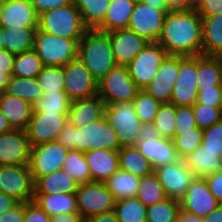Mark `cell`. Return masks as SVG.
Instances as JSON below:
<instances>
[{"label":"cell","mask_w":222,"mask_h":222,"mask_svg":"<svg viewBox=\"0 0 222 222\" xmlns=\"http://www.w3.org/2000/svg\"><path fill=\"white\" fill-rule=\"evenodd\" d=\"M157 42L168 55H202V19L197 10L168 11Z\"/></svg>","instance_id":"cell-1"},{"label":"cell","mask_w":222,"mask_h":222,"mask_svg":"<svg viewBox=\"0 0 222 222\" xmlns=\"http://www.w3.org/2000/svg\"><path fill=\"white\" fill-rule=\"evenodd\" d=\"M57 141L68 150H78L83 153L95 148L116 152L121 149L116 131L108 123L105 115L79 128L68 120L61 129Z\"/></svg>","instance_id":"cell-2"},{"label":"cell","mask_w":222,"mask_h":222,"mask_svg":"<svg viewBox=\"0 0 222 222\" xmlns=\"http://www.w3.org/2000/svg\"><path fill=\"white\" fill-rule=\"evenodd\" d=\"M77 58L99 82L117 66L110 45L109 33L88 29L78 44Z\"/></svg>","instance_id":"cell-3"},{"label":"cell","mask_w":222,"mask_h":222,"mask_svg":"<svg viewBox=\"0 0 222 222\" xmlns=\"http://www.w3.org/2000/svg\"><path fill=\"white\" fill-rule=\"evenodd\" d=\"M38 30L67 39H81L88 30L72 3L48 10L38 16Z\"/></svg>","instance_id":"cell-4"},{"label":"cell","mask_w":222,"mask_h":222,"mask_svg":"<svg viewBox=\"0 0 222 222\" xmlns=\"http://www.w3.org/2000/svg\"><path fill=\"white\" fill-rule=\"evenodd\" d=\"M81 39H67L36 29L34 50L44 66H65L77 58Z\"/></svg>","instance_id":"cell-5"},{"label":"cell","mask_w":222,"mask_h":222,"mask_svg":"<svg viewBox=\"0 0 222 222\" xmlns=\"http://www.w3.org/2000/svg\"><path fill=\"white\" fill-rule=\"evenodd\" d=\"M105 117L116 131L119 144L131 146L137 143L146 126L138 118L133 102H120L105 107Z\"/></svg>","instance_id":"cell-6"},{"label":"cell","mask_w":222,"mask_h":222,"mask_svg":"<svg viewBox=\"0 0 222 222\" xmlns=\"http://www.w3.org/2000/svg\"><path fill=\"white\" fill-rule=\"evenodd\" d=\"M139 90L129 76L127 66L117 65L98 82V95L106 106L113 103L132 102Z\"/></svg>","instance_id":"cell-7"},{"label":"cell","mask_w":222,"mask_h":222,"mask_svg":"<svg viewBox=\"0 0 222 222\" xmlns=\"http://www.w3.org/2000/svg\"><path fill=\"white\" fill-rule=\"evenodd\" d=\"M75 195L78 213L83 219L114 210L115 199L104 182L79 184Z\"/></svg>","instance_id":"cell-8"},{"label":"cell","mask_w":222,"mask_h":222,"mask_svg":"<svg viewBox=\"0 0 222 222\" xmlns=\"http://www.w3.org/2000/svg\"><path fill=\"white\" fill-rule=\"evenodd\" d=\"M167 56L166 50L158 42H149L127 65L129 76L140 90L153 81Z\"/></svg>","instance_id":"cell-9"},{"label":"cell","mask_w":222,"mask_h":222,"mask_svg":"<svg viewBox=\"0 0 222 222\" xmlns=\"http://www.w3.org/2000/svg\"><path fill=\"white\" fill-rule=\"evenodd\" d=\"M135 146L150 162L153 169L162 165L177 163L181 160L175 149L173 139L160 137L150 127H145L140 133Z\"/></svg>","instance_id":"cell-10"},{"label":"cell","mask_w":222,"mask_h":222,"mask_svg":"<svg viewBox=\"0 0 222 222\" xmlns=\"http://www.w3.org/2000/svg\"><path fill=\"white\" fill-rule=\"evenodd\" d=\"M68 151L57 140L32 146L28 167L34 182L42 176L62 170Z\"/></svg>","instance_id":"cell-11"},{"label":"cell","mask_w":222,"mask_h":222,"mask_svg":"<svg viewBox=\"0 0 222 222\" xmlns=\"http://www.w3.org/2000/svg\"><path fill=\"white\" fill-rule=\"evenodd\" d=\"M0 191L17 202L34 200V180L28 165L0 166Z\"/></svg>","instance_id":"cell-12"},{"label":"cell","mask_w":222,"mask_h":222,"mask_svg":"<svg viewBox=\"0 0 222 222\" xmlns=\"http://www.w3.org/2000/svg\"><path fill=\"white\" fill-rule=\"evenodd\" d=\"M197 56H179V73L172 90L170 103L193 106L197 100Z\"/></svg>","instance_id":"cell-13"},{"label":"cell","mask_w":222,"mask_h":222,"mask_svg":"<svg viewBox=\"0 0 222 222\" xmlns=\"http://www.w3.org/2000/svg\"><path fill=\"white\" fill-rule=\"evenodd\" d=\"M64 92L71 101L98 95V82L78 58L64 66Z\"/></svg>","instance_id":"cell-14"},{"label":"cell","mask_w":222,"mask_h":222,"mask_svg":"<svg viewBox=\"0 0 222 222\" xmlns=\"http://www.w3.org/2000/svg\"><path fill=\"white\" fill-rule=\"evenodd\" d=\"M69 113L32 112L26 128L30 146L56 141Z\"/></svg>","instance_id":"cell-15"},{"label":"cell","mask_w":222,"mask_h":222,"mask_svg":"<svg viewBox=\"0 0 222 222\" xmlns=\"http://www.w3.org/2000/svg\"><path fill=\"white\" fill-rule=\"evenodd\" d=\"M167 12V9H156L144 2L136 3L127 28L148 42H157Z\"/></svg>","instance_id":"cell-16"},{"label":"cell","mask_w":222,"mask_h":222,"mask_svg":"<svg viewBox=\"0 0 222 222\" xmlns=\"http://www.w3.org/2000/svg\"><path fill=\"white\" fill-rule=\"evenodd\" d=\"M153 172L167 197L178 200L185 195L191 181L195 178L183 159L177 163L156 167Z\"/></svg>","instance_id":"cell-17"},{"label":"cell","mask_w":222,"mask_h":222,"mask_svg":"<svg viewBox=\"0 0 222 222\" xmlns=\"http://www.w3.org/2000/svg\"><path fill=\"white\" fill-rule=\"evenodd\" d=\"M179 202L181 209L201 218L221 204L209 190L205 178H194Z\"/></svg>","instance_id":"cell-18"},{"label":"cell","mask_w":222,"mask_h":222,"mask_svg":"<svg viewBox=\"0 0 222 222\" xmlns=\"http://www.w3.org/2000/svg\"><path fill=\"white\" fill-rule=\"evenodd\" d=\"M31 146L25 130L0 134V166L28 165Z\"/></svg>","instance_id":"cell-19"},{"label":"cell","mask_w":222,"mask_h":222,"mask_svg":"<svg viewBox=\"0 0 222 222\" xmlns=\"http://www.w3.org/2000/svg\"><path fill=\"white\" fill-rule=\"evenodd\" d=\"M178 73L179 56L168 55L161 63L153 81L143 90L161 103H170Z\"/></svg>","instance_id":"cell-20"},{"label":"cell","mask_w":222,"mask_h":222,"mask_svg":"<svg viewBox=\"0 0 222 222\" xmlns=\"http://www.w3.org/2000/svg\"><path fill=\"white\" fill-rule=\"evenodd\" d=\"M110 45L117 65L127 66L149 43L129 28L109 32Z\"/></svg>","instance_id":"cell-21"},{"label":"cell","mask_w":222,"mask_h":222,"mask_svg":"<svg viewBox=\"0 0 222 222\" xmlns=\"http://www.w3.org/2000/svg\"><path fill=\"white\" fill-rule=\"evenodd\" d=\"M38 16L30 0H3L0 26L38 29Z\"/></svg>","instance_id":"cell-22"},{"label":"cell","mask_w":222,"mask_h":222,"mask_svg":"<svg viewBox=\"0 0 222 222\" xmlns=\"http://www.w3.org/2000/svg\"><path fill=\"white\" fill-rule=\"evenodd\" d=\"M106 104L99 95L71 101L68 120L77 128L86 126L105 115Z\"/></svg>","instance_id":"cell-23"},{"label":"cell","mask_w":222,"mask_h":222,"mask_svg":"<svg viewBox=\"0 0 222 222\" xmlns=\"http://www.w3.org/2000/svg\"><path fill=\"white\" fill-rule=\"evenodd\" d=\"M92 181L105 182L119 170L118 152L107 149H97L84 153Z\"/></svg>","instance_id":"cell-24"},{"label":"cell","mask_w":222,"mask_h":222,"mask_svg":"<svg viewBox=\"0 0 222 222\" xmlns=\"http://www.w3.org/2000/svg\"><path fill=\"white\" fill-rule=\"evenodd\" d=\"M0 111L12 129L26 130L33 106L19 97L3 92L0 94Z\"/></svg>","instance_id":"cell-25"},{"label":"cell","mask_w":222,"mask_h":222,"mask_svg":"<svg viewBox=\"0 0 222 222\" xmlns=\"http://www.w3.org/2000/svg\"><path fill=\"white\" fill-rule=\"evenodd\" d=\"M202 19V55L222 56V14Z\"/></svg>","instance_id":"cell-26"},{"label":"cell","mask_w":222,"mask_h":222,"mask_svg":"<svg viewBox=\"0 0 222 222\" xmlns=\"http://www.w3.org/2000/svg\"><path fill=\"white\" fill-rule=\"evenodd\" d=\"M134 6L132 0H111L105 18L96 30L109 33L127 28Z\"/></svg>","instance_id":"cell-27"},{"label":"cell","mask_w":222,"mask_h":222,"mask_svg":"<svg viewBox=\"0 0 222 222\" xmlns=\"http://www.w3.org/2000/svg\"><path fill=\"white\" fill-rule=\"evenodd\" d=\"M197 89L222 86V57L197 56Z\"/></svg>","instance_id":"cell-28"},{"label":"cell","mask_w":222,"mask_h":222,"mask_svg":"<svg viewBox=\"0 0 222 222\" xmlns=\"http://www.w3.org/2000/svg\"><path fill=\"white\" fill-rule=\"evenodd\" d=\"M183 161L195 178H205L222 169V157H217L215 153L205 151L202 146L183 158Z\"/></svg>","instance_id":"cell-29"},{"label":"cell","mask_w":222,"mask_h":222,"mask_svg":"<svg viewBox=\"0 0 222 222\" xmlns=\"http://www.w3.org/2000/svg\"><path fill=\"white\" fill-rule=\"evenodd\" d=\"M78 183L65 170H59L38 178L34 182V194L75 193Z\"/></svg>","instance_id":"cell-30"},{"label":"cell","mask_w":222,"mask_h":222,"mask_svg":"<svg viewBox=\"0 0 222 222\" xmlns=\"http://www.w3.org/2000/svg\"><path fill=\"white\" fill-rule=\"evenodd\" d=\"M33 201L50 217L60 213H78L75 193L34 194Z\"/></svg>","instance_id":"cell-31"},{"label":"cell","mask_w":222,"mask_h":222,"mask_svg":"<svg viewBox=\"0 0 222 222\" xmlns=\"http://www.w3.org/2000/svg\"><path fill=\"white\" fill-rule=\"evenodd\" d=\"M119 169L137 177H145L153 173L150 162L140 153L135 145L122 146L118 151Z\"/></svg>","instance_id":"cell-32"},{"label":"cell","mask_w":222,"mask_h":222,"mask_svg":"<svg viewBox=\"0 0 222 222\" xmlns=\"http://www.w3.org/2000/svg\"><path fill=\"white\" fill-rule=\"evenodd\" d=\"M140 179V177L119 169L104 183L112 193L115 201H118L125 198L136 197Z\"/></svg>","instance_id":"cell-33"},{"label":"cell","mask_w":222,"mask_h":222,"mask_svg":"<svg viewBox=\"0 0 222 222\" xmlns=\"http://www.w3.org/2000/svg\"><path fill=\"white\" fill-rule=\"evenodd\" d=\"M35 32L33 27L4 28V48L14 55L34 49Z\"/></svg>","instance_id":"cell-34"},{"label":"cell","mask_w":222,"mask_h":222,"mask_svg":"<svg viewBox=\"0 0 222 222\" xmlns=\"http://www.w3.org/2000/svg\"><path fill=\"white\" fill-rule=\"evenodd\" d=\"M111 0H71L88 29H96L105 18Z\"/></svg>","instance_id":"cell-35"},{"label":"cell","mask_w":222,"mask_h":222,"mask_svg":"<svg viewBox=\"0 0 222 222\" xmlns=\"http://www.w3.org/2000/svg\"><path fill=\"white\" fill-rule=\"evenodd\" d=\"M5 93L19 97L34 106L43 96L37 78L11 76Z\"/></svg>","instance_id":"cell-36"},{"label":"cell","mask_w":222,"mask_h":222,"mask_svg":"<svg viewBox=\"0 0 222 222\" xmlns=\"http://www.w3.org/2000/svg\"><path fill=\"white\" fill-rule=\"evenodd\" d=\"M44 65L34 49L16 54L13 59L11 76L37 78Z\"/></svg>","instance_id":"cell-37"},{"label":"cell","mask_w":222,"mask_h":222,"mask_svg":"<svg viewBox=\"0 0 222 222\" xmlns=\"http://www.w3.org/2000/svg\"><path fill=\"white\" fill-rule=\"evenodd\" d=\"M176 105L172 103H161L150 128L158 133L160 137L173 139L175 137Z\"/></svg>","instance_id":"cell-38"},{"label":"cell","mask_w":222,"mask_h":222,"mask_svg":"<svg viewBox=\"0 0 222 222\" xmlns=\"http://www.w3.org/2000/svg\"><path fill=\"white\" fill-rule=\"evenodd\" d=\"M114 211L118 222H147V207L137 197L115 201Z\"/></svg>","instance_id":"cell-39"},{"label":"cell","mask_w":222,"mask_h":222,"mask_svg":"<svg viewBox=\"0 0 222 222\" xmlns=\"http://www.w3.org/2000/svg\"><path fill=\"white\" fill-rule=\"evenodd\" d=\"M65 170L78 184L92 182L91 173L83 152L69 150L63 165Z\"/></svg>","instance_id":"cell-40"},{"label":"cell","mask_w":222,"mask_h":222,"mask_svg":"<svg viewBox=\"0 0 222 222\" xmlns=\"http://www.w3.org/2000/svg\"><path fill=\"white\" fill-rule=\"evenodd\" d=\"M136 197L146 207L168 198L154 172L140 179Z\"/></svg>","instance_id":"cell-41"},{"label":"cell","mask_w":222,"mask_h":222,"mask_svg":"<svg viewBox=\"0 0 222 222\" xmlns=\"http://www.w3.org/2000/svg\"><path fill=\"white\" fill-rule=\"evenodd\" d=\"M180 209L178 199L167 198L161 202L147 207V222H177V215Z\"/></svg>","instance_id":"cell-42"},{"label":"cell","mask_w":222,"mask_h":222,"mask_svg":"<svg viewBox=\"0 0 222 222\" xmlns=\"http://www.w3.org/2000/svg\"><path fill=\"white\" fill-rule=\"evenodd\" d=\"M71 100L64 91L45 93L33 106L34 112L69 113Z\"/></svg>","instance_id":"cell-43"},{"label":"cell","mask_w":222,"mask_h":222,"mask_svg":"<svg viewBox=\"0 0 222 222\" xmlns=\"http://www.w3.org/2000/svg\"><path fill=\"white\" fill-rule=\"evenodd\" d=\"M132 102L140 121L144 124V126L150 127L154 121L161 102L154 99L144 90H139Z\"/></svg>","instance_id":"cell-44"},{"label":"cell","mask_w":222,"mask_h":222,"mask_svg":"<svg viewBox=\"0 0 222 222\" xmlns=\"http://www.w3.org/2000/svg\"><path fill=\"white\" fill-rule=\"evenodd\" d=\"M37 81L44 94L64 91V66H44Z\"/></svg>","instance_id":"cell-45"},{"label":"cell","mask_w":222,"mask_h":222,"mask_svg":"<svg viewBox=\"0 0 222 222\" xmlns=\"http://www.w3.org/2000/svg\"><path fill=\"white\" fill-rule=\"evenodd\" d=\"M203 130L194 127L190 130L181 131L173 138L175 149L181 159L201 146Z\"/></svg>","instance_id":"cell-46"},{"label":"cell","mask_w":222,"mask_h":222,"mask_svg":"<svg viewBox=\"0 0 222 222\" xmlns=\"http://www.w3.org/2000/svg\"><path fill=\"white\" fill-rule=\"evenodd\" d=\"M192 108L197 127L201 130L222 120V108L200 103H195Z\"/></svg>","instance_id":"cell-47"},{"label":"cell","mask_w":222,"mask_h":222,"mask_svg":"<svg viewBox=\"0 0 222 222\" xmlns=\"http://www.w3.org/2000/svg\"><path fill=\"white\" fill-rule=\"evenodd\" d=\"M202 148L222 157V120L203 130Z\"/></svg>","instance_id":"cell-48"},{"label":"cell","mask_w":222,"mask_h":222,"mask_svg":"<svg viewBox=\"0 0 222 222\" xmlns=\"http://www.w3.org/2000/svg\"><path fill=\"white\" fill-rule=\"evenodd\" d=\"M175 123V136L180 134L181 131L197 127L192 106H176Z\"/></svg>","instance_id":"cell-49"},{"label":"cell","mask_w":222,"mask_h":222,"mask_svg":"<svg viewBox=\"0 0 222 222\" xmlns=\"http://www.w3.org/2000/svg\"><path fill=\"white\" fill-rule=\"evenodd\" d=\"M196 103L222 108V86H214L198 91Z\"/></svg>","instance_id":"cell-50"},{"label":"cell","mask_w":222,"mask_h":222,"mask_svg":"<svg viewBox=\"0 0 222 222\" xmlns=\"http://www.w3.org/2000/svg\"><path fill=\"white\" fill-rule=\"evenodd\" d=\"M51 217L34 201L26 202L24 222H50Z\"/></svg>","instance_id":"cell-51"},{"label":"cell","mask_w":222,"mask_h":222,"mask_svg":"<svg viewBox=\"0 0 222 222\" xmlns=\"http://www.w3.org/2000/svg\"><path fill=\"white\" fill-rule=\"evenodd\" d=\"M195 9L201 17L222 14V0H200Z\"/></svg>","instance_id":"cell-52"},{"label":"cell","mask_w":222,"mask_h":222,"mask_svg":"<svg viewBox=\"0 0 222 222\" xmlns=\"http://www.w3.org/2000/svg\"><path fill=\"white\" fill-rule=\"evenodd\" d=\"M26 202H18L0 215V222H24Z\"/></svg>","instance_id":"cell-53"},{"label":"cell","mask_w":222,"mask_h":222,"mask_svg":"<svg viewBox=\"0 0 222 222\" xmlns=\"http://www.w3.org/2000/svg\"><path fill=\"white\" fill-rule=\"evenodd\" d=\"M30 2L34 6L38 15L45 11L61 8L71 4V0H30Z\"/></svg>","instance_id":"cell-54"},{"label":"cell","mask_w":222,"mask_h":222,"mask_svg":"<svg viewBox=\"0 0 222 222\" xmlns=\"http://www.w3.org/2000/svg\"><path fill=\"white\" fill-rule=\"evenodd\" d=\"M209 190L222 204V169L205 177Z\"/></svg>","instance_id":"cell-55"},{"label":"cell","mask_w":222,"mask_h":222,"mask_svg":"<svg viewBox=\"0 0 222 222\" xmlns=\"http://www.w3.org/2000/svg\"><path fill=\"white\" fill-rule=\"evenodd\" d=\"M168 11L194 9L195 5L191 0H165Z\"/></svg>","instance_id":"cell-56"},{"label":"cell","mask_w":222,"mask_h":222,"mask_svg":"<svg viewBox=\"0 0 222 222\" xmlns=\"http://www.w3.org/2000/svg\"><path fill=\"white\" fill-rule=\"evenodd\" d=\"M50 222H84L79 213H60L53 215Z\"/></svg>","instance_id":"cell-57"},{"label":"cell","mask_w":222,"mask_h":222,"mask_svg":"<svg viewBox=\"0 0 222 222\" xmlns=\"http://www.w3.org/2000/svg\"><path fill=\"white\" fill-rule=\"evenodd\" d=\"M84 222H118L115 211L105 212L98 215L90 216L84 219Z\"/></svg>","instance_id":"cell-58"},{"label":"cell","mask_w":222,"mask_h":222,"mask_svg":"<svg viewBox=\"0 0 222 222\" xmlns=\"http://www.w3.org/2000/svg\"><path fill=\"white\" fill-rule=\"evenodd\" d=\"M14 56L5 48L0 49V70H12Z\"/></svg>","instance_id":"cell-59"},{"label":"cell","mask_w":222,"mask_h":222,"mask_svg":"<svg viewBox=\"0 0 222 222\" xmlns=\"http://www.w3.org/2000/svg\"><path fill=\"white\" fill-rule=\"evenodd\" d=\"M18 202L12 197L0 191V215L5 211L10 210Z\"/></svg>","instance_id":"cell-60"},{"label":"cell","mask_w":222,"mask_h":222,"mask_svg":"<svg viewBox=\"0 0 222 222\" xmlns=\"http://www.w3.org/2000/svg\"><path fill=\"white\" fill-rule=\"evenodd\" d=\"M177 222H203V218L180 208L177 215Z\"/></svg>","instance_id":"cell-61"},{"label":"cell","mask_w":222,"mask_h":222,"mask_svg":"<svg viewBox=\"0 0 222 222\" xmlns=\"http://www.w3.org/2000/svg\"><path fill=\"white\" fill-rule=\"evenodd\" d=\"M203 222H222V204L216 207L206 218H203Z\"/></svg>","instance_id":"cell-62"},{"label":"cell","mask_w":222,"mask_h":222,"mask_svg":"<svg viewBox=\"0 0 222 222\" xmlns=\"http://www.w3.org/2000/svg\"><path fill=\"white\" fill-rule=\"evenodd\" d=\"M12 70H0V94H2L9 83Z\"/></svg>","instance_id":"cell-63"},{"label":"cell","mask_w":222,"mask_h":222,"mask_svg":"<svg viewBox=\"0 0 222 222\" xmlns=\"http://www.w3.org/2000/svg\"><path fill=\"white\" fill-rule=\"evenodd\" d=\"M144 3L156 9H167L165 0H144Z\"/></svg>","instance_id":"cell-64"},{"label":"cell","mask_w":222,"mask_h":222,"mask_svg":"<svg viewBox=\"0 0 222 222\" xmlns=\"http://www.w3.org/2000/svg\"><path fill=\"white\" fill-rule=\"evenodd\" d=\"M11 130H12V128L8 124L7 119L4 117V115L0 111V134L9 132Z\"/></svg>","instance_id":"cell-65"},{"label":"cell","mask_w":222,"mask_h":222,"mask_svg":"<svg viewBox=\"0 0 222 222\" xmlns=\"http://www.w3.org/2000/svg\"><path fill=\"white\" fill-rule=\"evenodd\" d=\"M3 33H4V28L0 26V49H4Z\"/></svg>","instance_id":"cell-66"},{"label":"cell","mask_w":222,"mask_h":222,"mask_svg":"<svg viewBox=\"0 0 222 222\" xmlns=\"http://www.w3.org/2000/svg\"><path fill=\"white\" fill-rule=\"evenodd\" d=\"M2 12H3V0H0V20Z\"/></svg>","instance_id":"cell-67"},{"label":"cell","mask_w":222,"mask_h":222,"mask_svg":"<svg viewBox=\"0 0 222 222\" xmlns=\"http://www.w3.org/2000/svg\"><path fill=\"white\" fill-rule=\"evenodd\" d=\"M135 4L136 3H141V2H144V0H132Z\"/></svg>","instance_id":"cell-68"},{"label":"cell","mask_w":222,"mask_h":222,"mask_svg":"<svg viewBox=\"0 0 222 222\" xmlns=\"http://www.w3.org/2000/svg\"><path fill=\"white\" fill-rule=\"evenodd\" d=\"M200 0H191V2L196 5Z\"/></svg>","instance_id":"cell-69"}]
</instances>
